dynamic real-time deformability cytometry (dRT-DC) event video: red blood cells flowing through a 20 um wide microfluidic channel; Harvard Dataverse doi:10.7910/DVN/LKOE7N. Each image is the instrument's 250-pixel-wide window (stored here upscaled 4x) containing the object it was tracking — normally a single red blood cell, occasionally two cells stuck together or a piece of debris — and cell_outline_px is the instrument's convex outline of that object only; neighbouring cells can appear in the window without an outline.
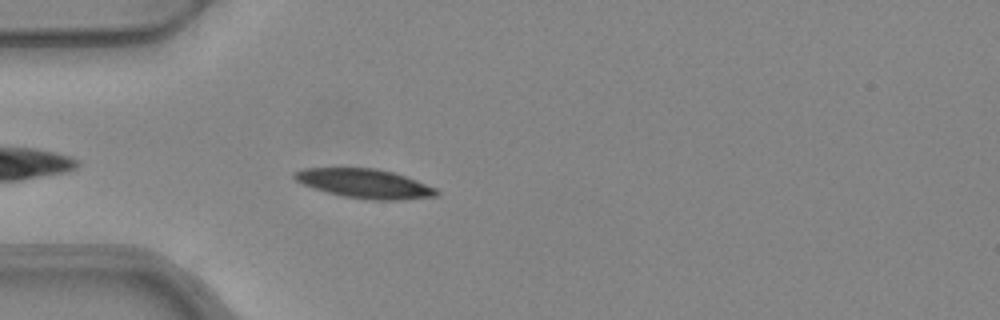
{"species": "common noctule bat (a hibernating species)", "species_latin": "Nyctalus noctula", "temperature_condition": "warm", "stored_images_in_passage": 31, "camera_frame_rate_fps": 3000, "um_per_image_px": 0.085, "animal": {"sex": "female", "body_mass_g": 24.6, "forearm_length_mm": 56.2}, "frame": {"image": 1, "passage_image": 3, "time_ms": 0.667, "image_size_px": [1000, 320], "cell_outline_px": [[440, 192], [436, 196], [396, 200], [372, 200], [340, 196], [312, 188], [296, 180], [292, 176], [292, 172], [304, 168], [376, 168], [392, 172], [416, 180], [436, 188]], "centroid_in_image_um": [30.96, 15.6], "position_along_channel_um": 54.0, "area_um2": 24.16}}
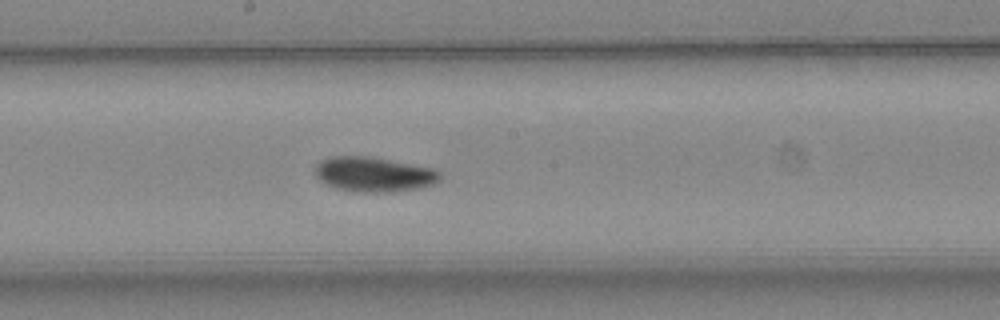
{"frame": {"image": 2, "passage_image": 16, "time_ms": 5.0, "image_size_px": [1000, 320], "cell_outline_px": [[440, 180], [432, 184], [420, 188], [396, 192], [352, 192], [336, 188], [320, 180], [316, 176], [316, 164], [320, 160], [328, 156], [368, 156], [432, 168], [440, 172]], "centroid_in_image_um": [31.76, 14.82], "position_along_channel_um": 216.4, "area_um2": 25.37}}
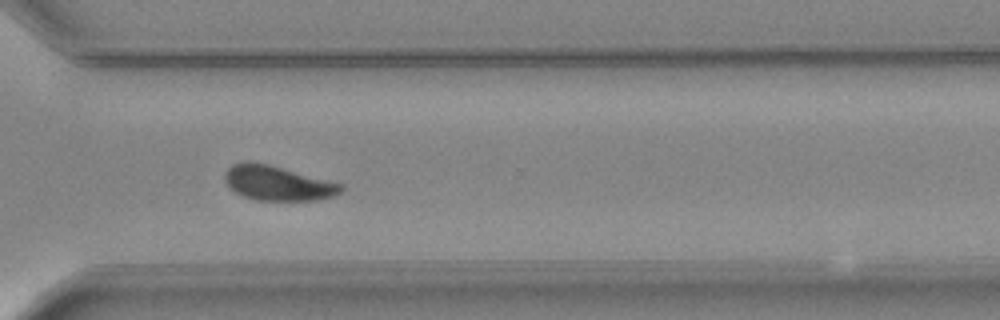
{"frame": {"image": 3, "passage_image": 26, "time_ms": 8.333, "image_size_px": [1000, 320], "cell_outline_px": [[344, 188], [340, 192], [332, 196], [316, 200], [256, 200], [244, 196], [228, 188], [224, 180], [224, 172], [232, 164], [248, 160], [252, 160], [268, 164], [344, 184]], "centroid_in_image_um": [23.55, 15.55], "position_along_channel_um": 347.0, "area_um2": 23.64}, "authors_computed_cell_mechanics": {"area_um2": 24.276, "velocity_mm_per_s": 3.9157, "shape_relaxation_time_tau1_ms": 3.6569, "shape_relaxation_time_tau2_ms": 4.3975, "deformation_change_tau1": 0.1277, "deformation_change_tau2": 0.0883}}